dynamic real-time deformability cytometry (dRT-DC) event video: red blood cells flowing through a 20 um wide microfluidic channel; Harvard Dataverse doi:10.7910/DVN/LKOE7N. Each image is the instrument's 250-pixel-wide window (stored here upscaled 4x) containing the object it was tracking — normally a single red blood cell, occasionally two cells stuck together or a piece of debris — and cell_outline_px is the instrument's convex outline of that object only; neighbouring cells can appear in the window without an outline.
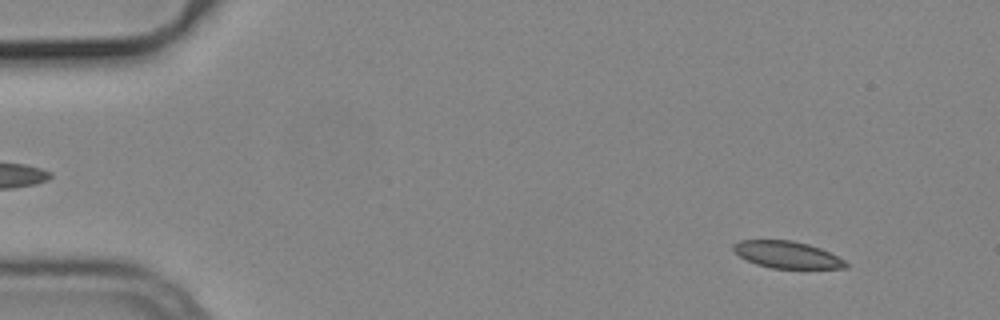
{"species": "common noctule bat (a hibernating species)", "species_latin": "Nyctalus noctula", "temperature_condition": "cold", "stored_images_in_passage": 54, "camera_frame_rate_fps": 3000, "um_per_image_px": 0.085, "animal": {"sex": "male", "body_mass_g": 19.2, "forearm_length_mm": 51.8}, "frame": {"image": 1, "passage_image": 5, "time_ms": 1.333, "image_size_px": [1000, 320], "cell_outline_px": [[848, 268], [772, 268], [756, 264], [740, 256], [732, 248], [732, 244], [740, 240], [792, 240], [808, 244], [820, 248], [844, 260], [848, 264]], "centroid_in_image_um": [66.89, 21.64], "position_along_channel_um": 18.1, "area_um2": 17.46}}
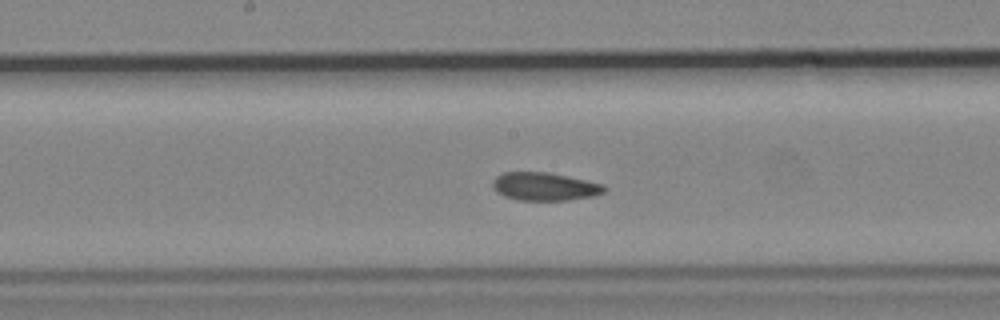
{"frame": {"image": 2, "passage_image": 28, "time_ms": 9.0, "image_size_px": [1000, 320], "cell_outline_px": [[608, 188], [604, 192], [592, 196], [568, 200], [520, 200], [504, 196], [496, 192], [492, 184], [492, 180], [496, 176], [504, 172], [548, 172], [588, 180], [604, 184]], "centroid_in_image_um": [46.3, 15.84], "position_along_channel_um": 201.9, "area_um2": 18.38}}
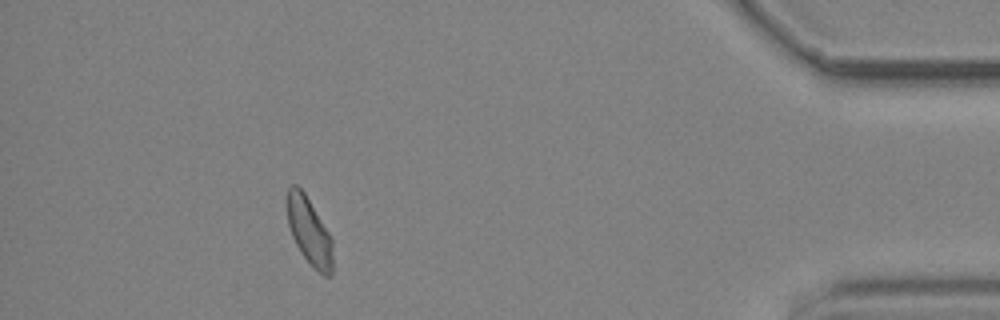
{"frame": {"image": 3, "passage_image": 49, "time_ms": 16.0, "image_size_px": [1000, 320], "cell_outline_px": [[332, 276], [324, 276], [300, 252], [292, 236], [288, 224], [284, 200], [288, 188], [292, 184], [296, 184], [304, 192], [328, 232], [332, 240]], "centroid_in_image_um": [26.23, 19.59], "position_along_channel_um": 409.0, "area_um2": 17.86}, "authors_computed_cell_mechanics": {"area_um2": 18.5249, "velocity_mm_per_s": 3.7579, "shape_relaxation_time_tau1_ms": null, "shape_relaxation_time_tau2_ms": 4.5351, "deformation_change_tau1": null, "deformation_change_tau2": 0.0869}}